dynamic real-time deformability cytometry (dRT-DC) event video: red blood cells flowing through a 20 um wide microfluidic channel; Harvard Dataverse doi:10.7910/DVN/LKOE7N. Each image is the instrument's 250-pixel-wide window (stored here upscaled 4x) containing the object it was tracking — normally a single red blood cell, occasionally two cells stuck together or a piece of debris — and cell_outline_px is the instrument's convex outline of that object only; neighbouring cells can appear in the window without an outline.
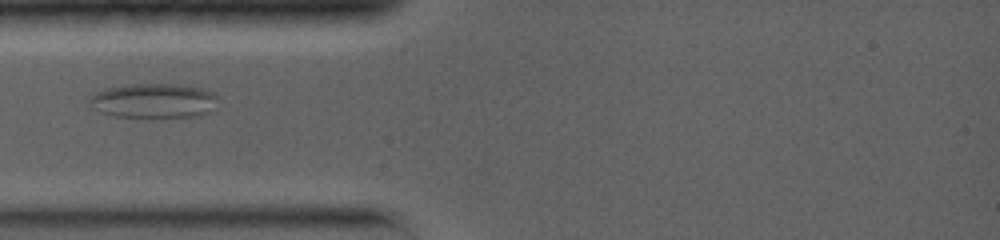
{"species": "common noctule bat (a hibernating species)", "species_latin": "Nyctalus noctula", "temperature_condition": "warm", "stored_images_in_passage": 50, "camera_frame_rate_fps": 5000, "um_per_image_px": 0.085, "animal": {"sex": "female", "body_mass_g": 19.0, "forearm_length_mm": 56.7}, "frame": {"image": 1, "passage_image": 1, "time_ms": 0.0, "image_size_px": [1000, 240], "cell_outline_px": [[216, 96], [208, 112], [200, 116], [112, 116], [100, 112], [92, 108], [88, 104], [88, 100], [96, 92], [108, 88], [136, 84], [176, 84], [200, 88], [212, 92]], "centroid_in_image_um": [12.99, 8.55], "position_along_channel_um": 72.0, "area_um2": 25.2}}
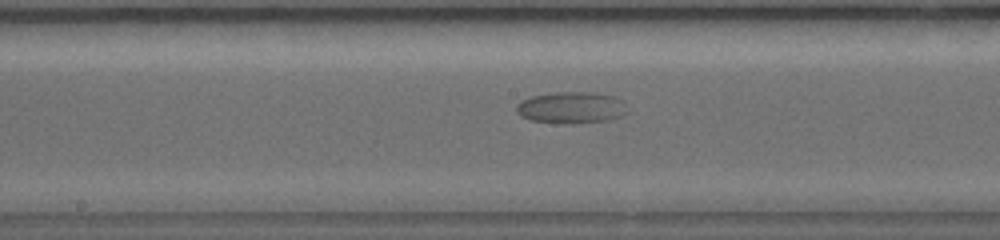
{"frame": {"image": 2, "passage_image": 19, "time_ms": 3.6, "image_size_px": [1000, 240], "cell_outline_px": [[628, 112], [620, 116], [608, 120], [532, 120], [520, 116], [516, 112], [516, 104], [520, 100], [532, 96], [556, 92], [596, 92], [616, 96], [620, 100]], "centroid_in_image_um": [48.54, 9.07], "position_along_channel_um": 199.7, "area_um2": 19.36}}
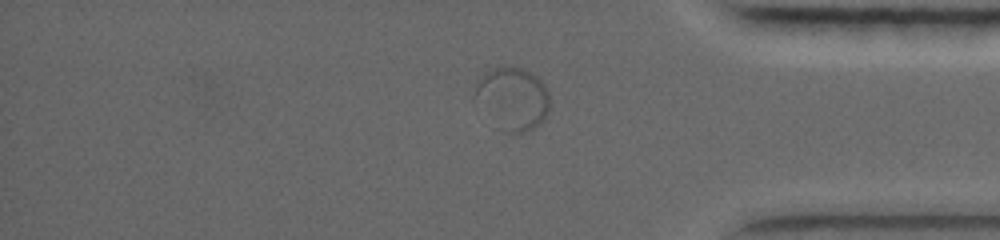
{"frame": {"image": 3, "passage_image": 33, "time_ms": 9.4, "image_size_px": [1000, 240], "cell_outline_px": [[548, 112], [540, 124], [524, 132], [504, 132], [496, 128], [472, 100], [472, 96], [476, 84], [484, 72], [492, 68], [524, 68], [536, 76], [544, 84], [548, 92]], "centroid_in_image_um": [43.49, 8.41], "position_along_channel_um": 391.7, "area_um2": 27.69}}